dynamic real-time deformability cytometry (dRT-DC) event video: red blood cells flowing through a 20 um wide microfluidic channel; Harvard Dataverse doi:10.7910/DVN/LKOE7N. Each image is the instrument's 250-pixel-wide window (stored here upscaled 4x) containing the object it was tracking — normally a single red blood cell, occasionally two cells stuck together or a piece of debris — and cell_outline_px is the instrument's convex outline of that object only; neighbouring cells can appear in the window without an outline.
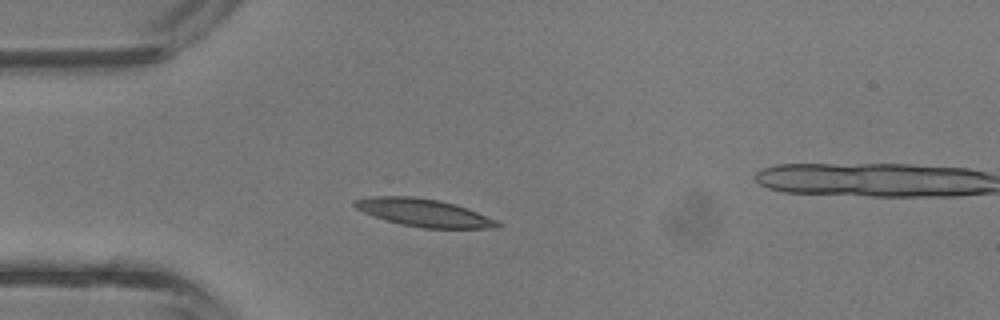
{"species": "common noctule bat (a hibernating species)", "species_latin": "Nyctalus noctula", "temperature_condition": "room temperature", "stored_images_in_passage": 3, "camera_frame_rate_fps": 3000, "um_per_image_px": 0.085, "animal": {"sex": "male", "body_mass_g": 13.3}, "frame": {"image": 1, "passage_image": 2, "time_ms": 0.333, "image_size_px": [1000, 320], "cell_outline_px": [[500, 224], [496, 228], [424, 228], [400, 224], [364, 212], [356, 208], [352, 204], [352, 200], [372, 196], [412, 196], [440, 200], [456, 204], [468, 208], [496, 220]], "centroid_in_image_um": [36.01, 18.06], "position_along_channel_um": 49.0, "area_um2": 22.89}}